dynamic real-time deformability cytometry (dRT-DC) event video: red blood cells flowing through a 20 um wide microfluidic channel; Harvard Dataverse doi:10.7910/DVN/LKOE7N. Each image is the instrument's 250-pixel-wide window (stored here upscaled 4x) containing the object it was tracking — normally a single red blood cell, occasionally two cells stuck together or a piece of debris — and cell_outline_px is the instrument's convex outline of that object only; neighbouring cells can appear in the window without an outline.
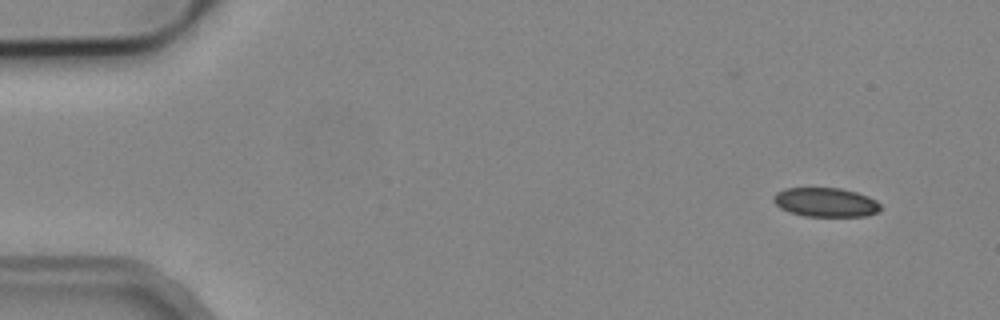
{"species": "common noctule bat (a hibernating species)", "species_latin": "Nyctalus noctula", "temperature_condition": "cold", "stored_images_in_passage": 6, "camera_frame_rate_fps": 3000, "um_per_image_px": 0.085, "animal": {"sex": "male", "body_mass_g": 19.2, "forearm_length_mm": 51.8}, "frame": {"image": 1, "passage_image": 1, "time_ms": 0.0, "image_size_px": [1000, 320], "cell_outline_px": [[880, 208], [876, 212], [868, 216], [804, 216], [788, 212], [780, 208], [772, 200], [772, 196], [776, 192], [784, 188], [840, 188], [856, 192], [868, 196], [876, 200], [880, 204]], "centroid_in_image_um": [70.14, 17.19], "position_along_channel_um": 14.9, "area_um2": 18.26}}
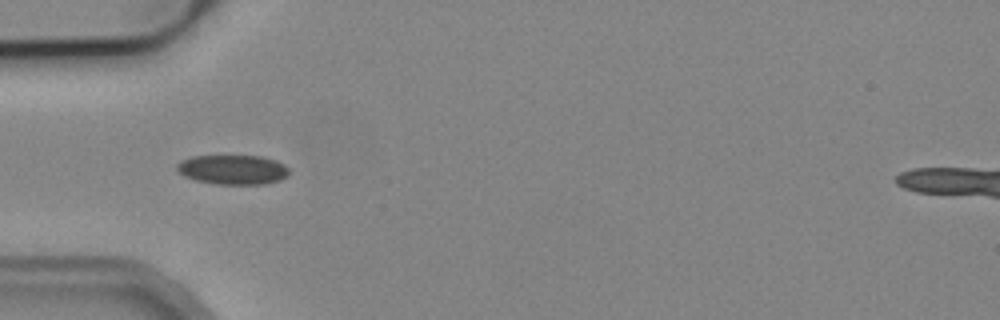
{"frame": {"image": 2, "passage_image": 4, "time_ms": 4.333, "image_size_px": [1000, 320], "cell_outline_px": [[288, 176], [280, 180], [264, 184], [216, 184], [196, 180], [184, 176], [176, 168], [176, 164], [180, 160], [192, 156], [264, 156], [276, 160], [284, 164], [288, 168]], "centroid_in_image_um": [19.8, 14.41], "position_along_channel_um": 65.2, "area_um2": 19.42}}